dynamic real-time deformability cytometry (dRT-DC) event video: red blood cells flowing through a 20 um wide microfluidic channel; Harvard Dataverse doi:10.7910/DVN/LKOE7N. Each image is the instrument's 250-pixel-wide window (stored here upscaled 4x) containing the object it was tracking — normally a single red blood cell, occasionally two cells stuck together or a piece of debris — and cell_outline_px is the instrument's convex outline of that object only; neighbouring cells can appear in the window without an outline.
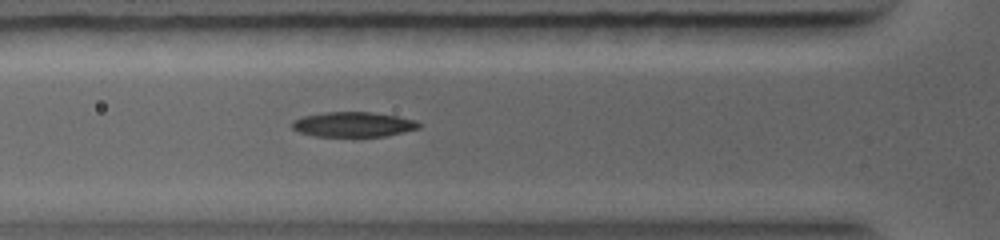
{"species": "common noctule bat (a hibernating species)", "species_latin": "Nyctalus noctula", "temperature_condition": "warm", "stored_images_in_passage": 26, "camera_frame_rate_fps": 5000, "um_per_image_px": 0.085, "animal": {"sex": "female", "body_mass_g": 19.0, "forearm_length_mm": 56.7}, "frame": {"image": 1, "passage_image": 9, "time_ms": 3.0, "image_size_px": [1000, 240], "cell_outline_px": [[420, 128], [384, 136], [316, 136], [300, 132], [292, 128], [292, 120], [304, 116], [324, 112], [368, 112], [396, 116], [416, 120], [420, 124]], "centroid_in_image_um": [30.01, 10.57], "position_along_channel_um": 95.8, "area_um2": 18.21}}
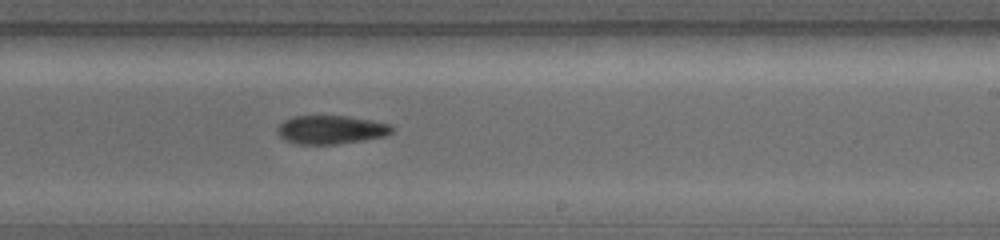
{"frame": {"image": 2, "passage_image": 17, "time_ms": 6.2, "image_size_px": [1000, 240], "cell_outline_px": [[392, 132], [384, 136], [364, 140], [336, 144], [296, 144], [284, 140], [276, 132], [276, 128], [284, 120], [292, 116], [348, 116], [372, 120], [388, 124], [392, 128]], "centroid_in_image_um": [28.08, 11.02], "position_along_channel_um": 260.9, "area_um2": 19.07}}
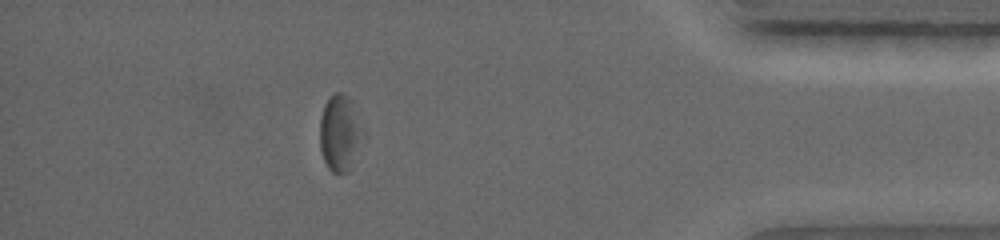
{"frame": {"image": 3, "passage_image": 24, "time_ms": 9.8, "image_size_px": [1000, 240], "cell_outline_px": [[368, 136], [348, 172], [332, 172], [328, 168], [324, 160], [320, 148], [320, 116], [324, 104], [328, 96], [336, 92], [344, 92], [352, 100], [368, 132]], "centroid_in_image_um": [28.98, 11.26], "position_along_channel_um": 406.2, "area_um2": 20.46}}